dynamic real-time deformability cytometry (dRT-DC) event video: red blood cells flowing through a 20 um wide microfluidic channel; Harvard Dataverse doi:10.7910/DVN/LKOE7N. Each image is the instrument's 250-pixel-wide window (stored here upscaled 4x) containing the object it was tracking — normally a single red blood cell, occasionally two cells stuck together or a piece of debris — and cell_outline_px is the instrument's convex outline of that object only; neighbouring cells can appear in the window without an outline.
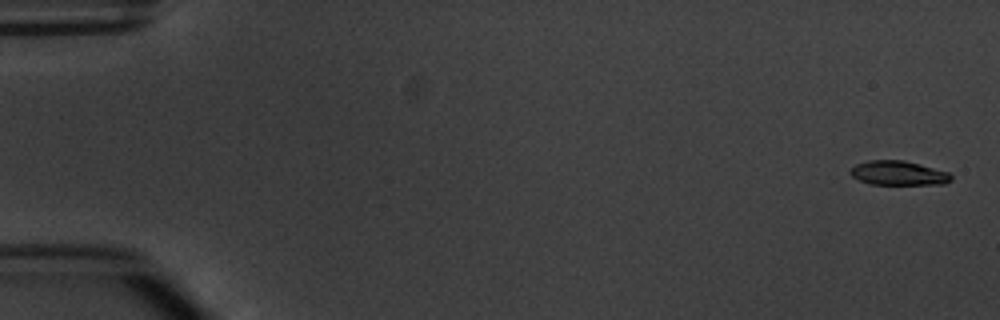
{"species": "common noctule bat (a hibernating species)", "species_latin": "Nyctalus noctula", "temperature_condition": "warm", "stored_images_in_passage": 5, "camera_frame_rate_fps": 3000, "um_per_image_px": 0.085, "animal": {"sex": "male", "body_mass_g": 20.1, "forearm_length_mm": 53.5}, "frame": {"image": 1, "passage_image": 1, "time_ms": 0.0, "image_size_px": [1000, 320], "cell_outline_px": [[952, 180], [944, 184], [872, 184], [860, 180], [852, 176], [848, 172], [856, 164], [868, 160], [904, 160], [920, 164], [948, 172], [952, 176]], "centroid_in_image_um": [76.37, 14.7], "position_along_channel_um": 8.6, "area_um2": 14.22}}
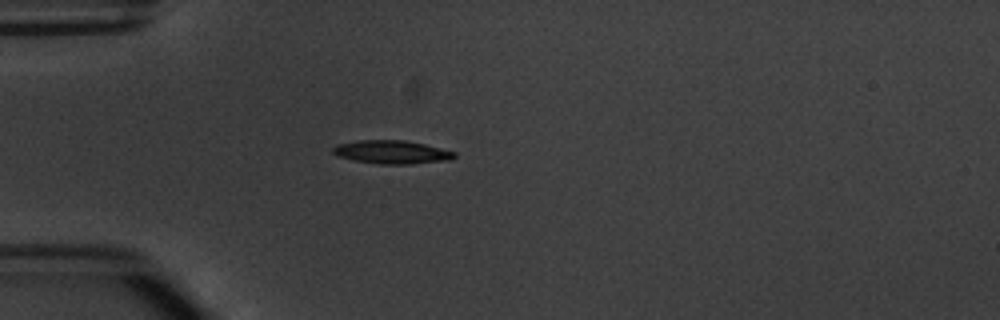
{"frame": {"image": 2, "passage_image": 5, "time_ms": 4.667, "image_size_px": [1000, 320], "cell_outline_px": [[456, 156], [448, 160], [412, 164], [380, 164], [356, 160], [336, 156], [332, 152], [332, 148], [336, 144], [360, 140], [404, 140], [424, 144], [456, 152]], "centroid_in_image_um": [33.28, 12.92], "position_along_channel_um": 51.7, "area_um2": 16.47}}